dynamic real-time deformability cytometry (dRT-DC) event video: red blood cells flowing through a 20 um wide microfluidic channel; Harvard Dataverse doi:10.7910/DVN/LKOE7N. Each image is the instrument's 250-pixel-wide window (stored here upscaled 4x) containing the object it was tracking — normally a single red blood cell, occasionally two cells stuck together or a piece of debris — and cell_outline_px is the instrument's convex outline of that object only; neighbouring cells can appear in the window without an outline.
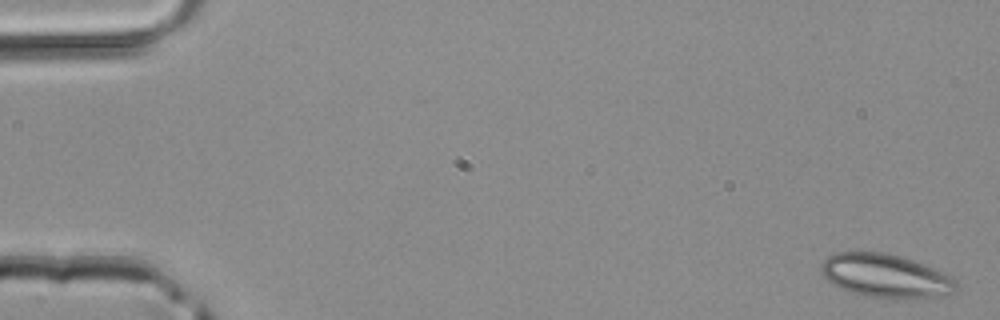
{"species": "common noctule bat (a hibernating species)", "species_latin": "Nyctalus noctula", "temperature_condition": "room temperature", "stored_images_in_passage": 4, "camera_frame_rate_fps": 3000, "um_per_image_px": 0.085, "animal": {"sex": "male", "body_mass_g": 20.4}, "frame": {"image": 1, "passage_image": 1, "time_ms": 0.0, "image_size_px": [1000, 320], "cell_outline_px": [[960, 288], [936, 300], [864, 296], [840, 288], [832, 284], [820, 272], [820, 264], [828, 256], [836, 252], [884, 252], [900, 256], [924, 264], [944, 272], [952, 276], [956, 280]], "centroid_in_image_um": [75.34, 23.47], "position_along_channel_um": 9.7, "area_um2": 34.91}}